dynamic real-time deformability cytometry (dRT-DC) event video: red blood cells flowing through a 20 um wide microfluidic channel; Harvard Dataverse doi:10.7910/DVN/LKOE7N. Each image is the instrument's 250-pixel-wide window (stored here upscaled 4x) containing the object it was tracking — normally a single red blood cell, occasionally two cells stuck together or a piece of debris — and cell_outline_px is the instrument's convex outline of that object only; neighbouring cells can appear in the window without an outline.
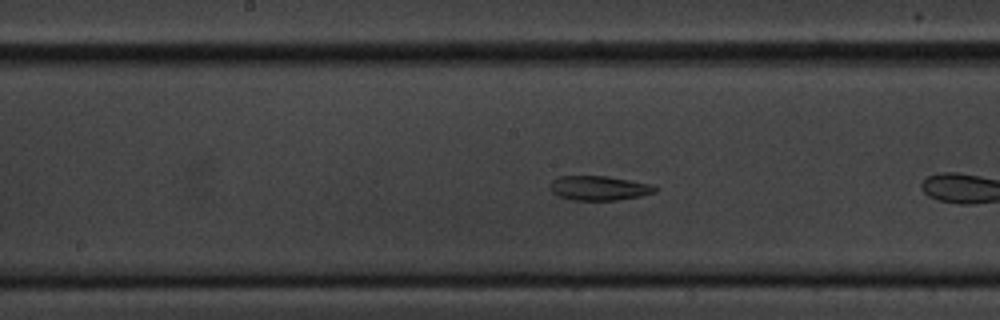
{"species": "common noctule bat (a hibernating species)", "species_latin": "Nyctalus noctula", "temperature_condition": "cold", "stored_images_in_passage": 22, "camera_frame_rate_fps": 3000, "um_per_image_px": 0.085, "animal": {"sex": "male", "body_mass_g": 20.1, "forearm_length_mm": 53.5}, "frame": {"image": 1, "passage_image": 13, "time_ms": 4.0, "image_size_px": [1000, 320], "cell_outline_px": [[660, 188], [656, 192], [640, 196], [616, 200], [572, 200], [556, 196], [548, 188], [552, 180], [556, 176], [608, 176], [652, 184]], "centroid_in_image_um": [50.9, 15.98], "position_along_channel_um": 197.3, "area_um2": 15.26}}
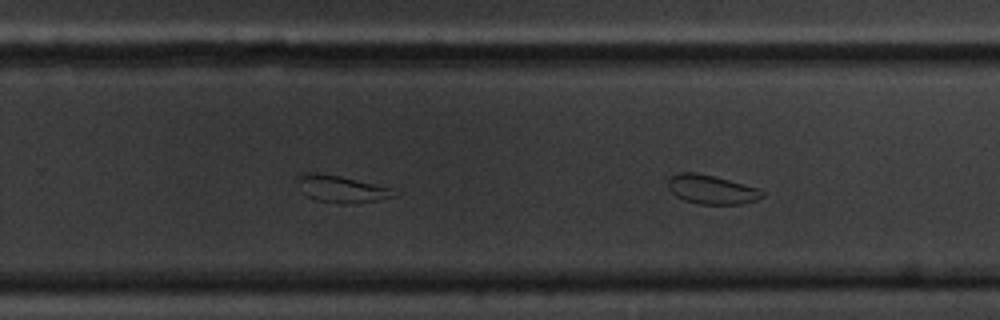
{"frame": {"image": 2, "passage_image": 22, "time_ms": 7.0, "image_size_px": [1000, 320], "cell_outline_px": [[764, 196], [756, 200], [740, 204], [700, 204], [684, 200], [676, 196], [668, 188], [668, 180], [676, 172], [696, 172], [728, 180], [756, 188], [764, 192]], "centroid_in_image_um": [60.44, 16.11], "position_along_channel_um": 269.4, "area_um2": 15.72}}